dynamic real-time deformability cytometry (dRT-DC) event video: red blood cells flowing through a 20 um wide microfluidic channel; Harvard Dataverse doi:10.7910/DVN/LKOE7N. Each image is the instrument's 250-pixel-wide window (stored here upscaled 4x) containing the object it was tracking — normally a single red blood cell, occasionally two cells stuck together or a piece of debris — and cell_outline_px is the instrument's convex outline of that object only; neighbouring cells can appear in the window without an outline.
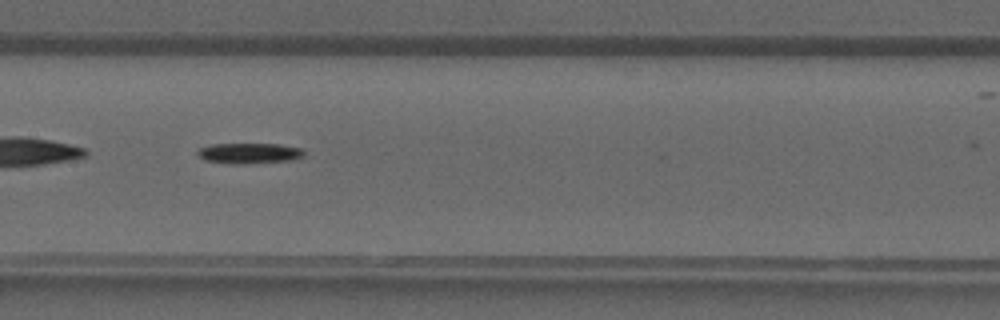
{"species": "common noctule bat (a hibernating species)", "species_latin": "Nyctalus noctula", "temperature_condition": "warm", "stored_images_in_passage": 29, "camera_frame_rate_fps": 3000, "um_per_image_px": 0.085, "animal": {"sex": "male", "forearm_length_mm": 52.5}, "frame": {"image": 1, "passage_image": 9, "time_ms": 2.667, "image_size_px": [1000, 320], "cell_outline_px": [[304, 156], [292, 160], [244, 164], [204, 160], [196, 152], [200, 148], [212, 144], [280, 144], [300, 148], [304, 152]], "centroid_in_image_um": [21.21, 13.02], "position_along_channel_um": 186.2, "area_um2": 12.54}}
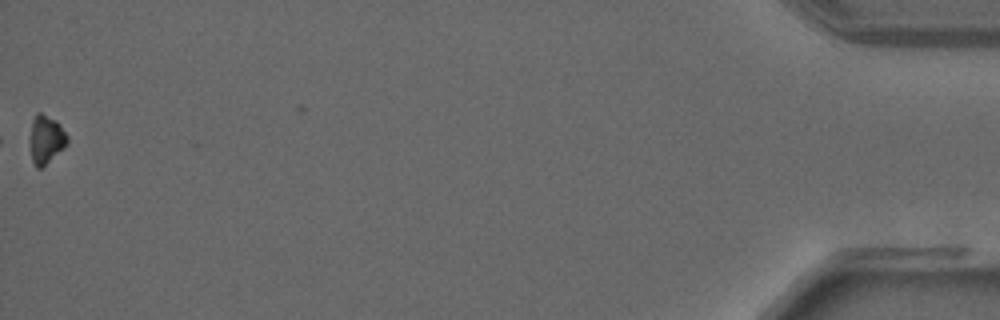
{"frame": {"image": 2, "passage_image": 29, "time_ms": 9.333, "image_size_px": [1000, 320], "cell_outline_px": [[68, 144], [64, 148], [40, 168], [36, 168], [32, 160], [28, 140], [32, 120], [36, 112], [40, 112], [56, 120], [60, 124], [68, 136]], "centroid_in_image_um": [3.89, 11.82], "position_along_channel_um": 431.3, "area_um2": 10.75}}